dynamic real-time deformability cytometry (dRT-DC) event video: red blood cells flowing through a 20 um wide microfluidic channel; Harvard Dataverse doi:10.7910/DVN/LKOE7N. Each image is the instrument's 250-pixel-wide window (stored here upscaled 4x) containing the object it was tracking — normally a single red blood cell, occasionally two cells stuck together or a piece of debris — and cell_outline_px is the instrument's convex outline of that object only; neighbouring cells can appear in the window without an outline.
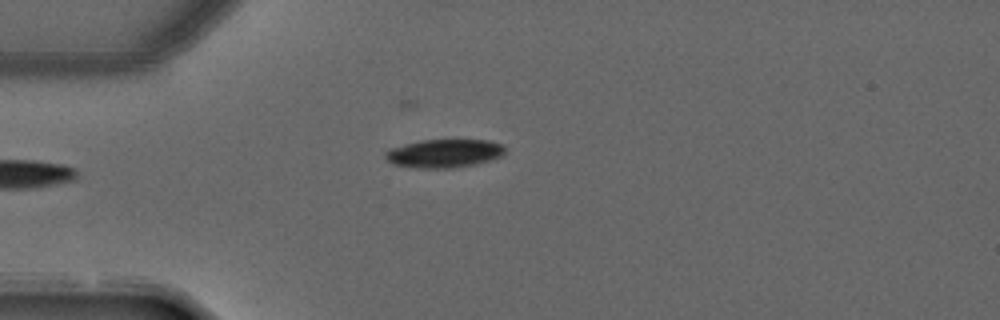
{"species": "common noctule bat (a hibernating species)", "species_latin": "Nyctalus noctula", "temperature_condition": "warm", "stored_images_in_passage": 6, "camera_frame_rate_fps": 3000, "um_per_image_px": 0.085, "animal": {"sex": "male", "forearm_length_mm": 52.5}, "frame": {"image": 1, "passage_image": 2, "time_ms": 0.333, "image_size_px": [1000, 320], "cell_outline_px": [[504, 152], [500, 156], [488, 160], [472, 164], [448, 168], [416, 168], [392, 164], [384, 156], [384, 152], [388, 148], [420, 140], [488, 140], [504, 144]], "centroid_in_image_um": [37.69, 13.02], "position_along_channel_um": 47.3, "area_um2": 19.71}}